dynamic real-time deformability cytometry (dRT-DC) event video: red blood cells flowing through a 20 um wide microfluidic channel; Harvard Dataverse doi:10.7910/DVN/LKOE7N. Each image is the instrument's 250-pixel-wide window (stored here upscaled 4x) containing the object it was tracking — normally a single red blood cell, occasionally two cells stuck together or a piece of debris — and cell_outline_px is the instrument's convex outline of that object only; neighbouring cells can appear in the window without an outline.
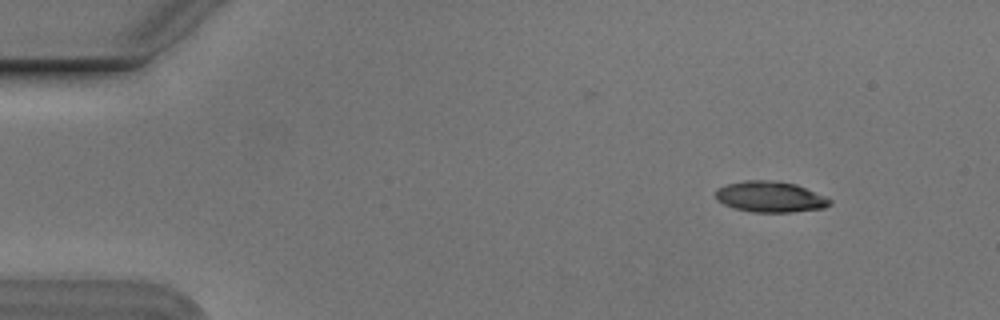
{"species": "Egyptian fruit bat (a non-hibernating species)", "species_latin": "Rousettus aegyptiacus", "temperature_condition": "cold", "stored_images_in_passage": 49, "camera_frame_rate_fps": 3000, "um_per_image_px": 0.085, "animal": {"sex": "male"}, "frame": {"image": 1, "passage_image": 1, "time_ms": 0.0, "image_size_px": [1000, 320], "cell_outline_px": [[832, 204], [824, 208], [792, 212], [752, 212], [736, 208], [724, 204], [716, 200], [716, 188], [728, 184], [744, 180], [776, 180], [796, 184], [824, 196], [832, 200]], "centroid_in_image_um": [65.47, 16.72], "position_along_channel_um": 19.5, "area_um2": 20.58}}
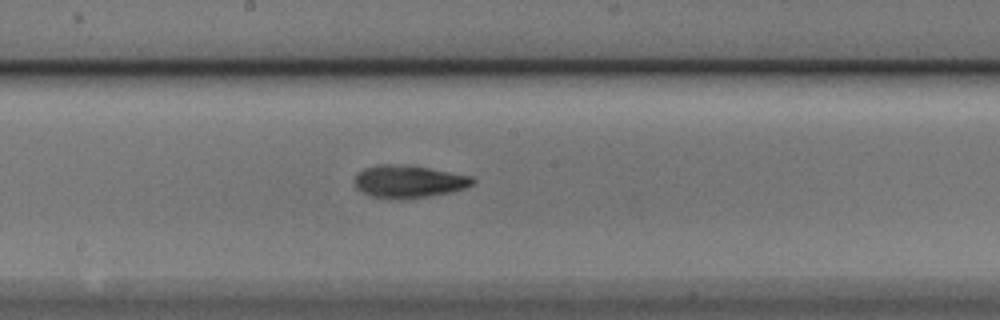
{"frame": {"image": 2, "passage_image": 24, "time_ms": 7.667, "image_size_px": [1000, 320], "cell_outline_px": [[476, 180], [472, 184], [464, 188], [452, 192], [432, 196], [408, 200], [396, 200], [368, 196], [360, 192], [356, 188], [356, 176], [364, 168], [376, 164], [392, 164], [428, 168], [472, 176]], "centroid_in_image_um": [34.72, 15.46], "position_along_channel_um": 213.5, "area_um2": 22.66}}
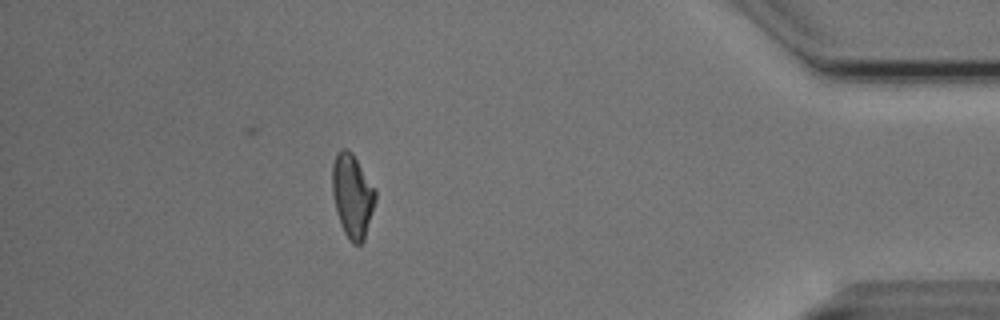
{"frame": {"image": 3, "passage_image": 43, "time_ms": 14.0, "image_size_px": [1000, 320], "cell_outline_px": [[376, 200], [364, 240], [360, 244], [352, 244], [348, 240], [340, 224], [336, 212], [332, 192], [332, 164], [336, 152], [340, 148], [348, 148], [352, 152], [376, 188]], "centroid_in_image_um": [29.95, 16.61], "position_along_channel_um": 405.3, "area_um2": 21.44}, "authors_computed_cell_mechanics": {"area_um2": 21.3282, "velocity_mm_per_s": 3.7709, "shape_relaxation_time_tau1_ms": 4.6167, "shape_relaxation_time_tau2_ms": 3.7216, "deformation_change_tau1": 0.1554, "deformation_change_tau2": 0.1025}}